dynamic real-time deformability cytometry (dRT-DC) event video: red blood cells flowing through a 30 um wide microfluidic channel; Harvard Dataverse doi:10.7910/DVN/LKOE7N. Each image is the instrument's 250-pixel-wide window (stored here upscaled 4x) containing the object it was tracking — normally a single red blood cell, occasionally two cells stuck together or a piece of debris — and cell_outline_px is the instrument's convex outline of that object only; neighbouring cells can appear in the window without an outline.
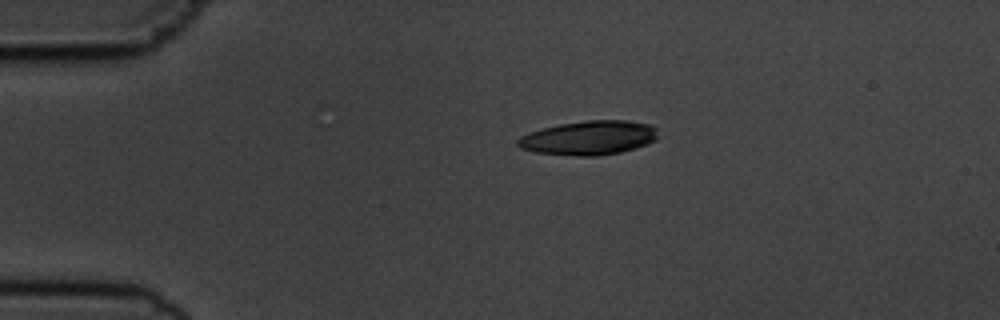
{"species": "common noctule bat (a hibernating species)", "species_latin": "Nyctalus noctula", "temperature_condition": "cold", "stored_images_in_passage": 2, "camera_frame_rate_fps": 3000, "um_per_image_px": 0.085, "animal": {"sex": "male", "body_mass_g": 19.5, "forearm_length_mm": 54.6}, "frame": {"image": 1, "passage_image": 1, "time_ms": 0.0, "image_size_px": [1000, 320], "cell_outline_px": [[660, 136], [656, 140], [648, 144], [636, 148], [620, 152], [596, 156], [580, 156], [536, 152], [520, 148], [516, 144], [516, 140], [520, 136], [544, 128], [560, 124], [588, 120], [628, 120], [652, 124], [656, 128]], "centroid_in_image_um": [50.12, 11.71], "position_along_channel_um": 34.9, "area_um2": 28.03}}